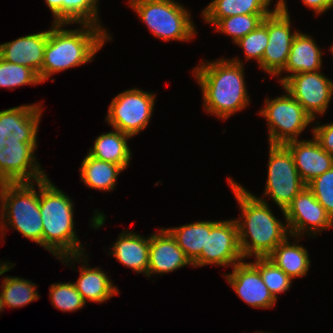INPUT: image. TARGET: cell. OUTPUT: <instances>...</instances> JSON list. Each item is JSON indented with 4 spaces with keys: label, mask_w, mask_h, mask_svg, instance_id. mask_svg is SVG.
Masks as SVG:
<instances>
[{
    "label": "cell",
    "mask_w": 333,
    "mask_h": 333,
    "mask_svg": "<svg viewBox=\"0 0 333 333\" xmlns=\"http://www.w3.org/2000/svg\"><path fill=\"white\" fill-rule=\"evenodd\" d=\"M333 219V167L306 185Z\"/></svg>",
    "instance_id": "e575fe53"
},
{
    "label": "cell",
    "mask_w": 333,
    "mask_h": 333,
    "mask_svg": "<svg viewBox=\"0 0 333 333\" xmlns=\"http://www.w3.org/2000/svg\"><path fill=\"white\" fill-rule=\"evenodd\" d=\"M191 263L201 254L206 241V221L166 228Z\"/></svg>",
    "instance_id": "83f0119b"
},
{
    "label": "cell",
    "mask_w": 333,
    "mask_h": 333,
    "mask_svg": "<svg viewBox=\"0 0 333 333\" xmlns=\"http://www.w3.org/2000/svg\"><path fill=\"white\" fill-rule=\"evenodd\" d=\"M51 24L43 65L39 71L41 83L53 74L92 62L104 43L112 41L106 28L93 24H79L74 29H65L64 26L67 28L71 24Z\"/></svg>",
    "instance_id": "3957f363"
},
{
    "label": "cell",
    "mask_w": 333,
    "mask_h": 333,
    "mask_svg": "<svg viewBox=\"0 0 333 333\" xmlns=\"http://www.w3.org/2000/svg\"><path fill=\"white\" fill-rule=\"evenodd\" d=\"M286 0H276L275 9L268 15V44L265 48L260 70L277 76L286 66L291 45L299 30L292 31Z\"/></svg>",
    "instance_id": "8fae6325"
},
{
    "label": "cell",
    "mask_w": 333,
    "mask_h": 333,
    "mask_svg": "<svg viewBox=\"0 0 333 333\" xmlns=\"http://www.w3.org/2000/svg\"><path fill=\"white\" fill-rule=\"evenodd\" d=\"M37 143L0 145V183L36 182L48 176L36 159Z\"/></svg>",
    "instance_id": "5bb4252c"
},
{
    "label": "cell",
    "mask_w": 333,
    "mask_h": 333,
    "mask_svg": "<svg viewBox=\"0 0 333 333\" xmlns=\"http://www.w3.org/2000/svg\"><path fill=\"white\" fill-rule=\"evenodd\" d=\"M36 182L4 183L5 207L1 238L7 229H14L23 237L42 246L43 225ZM10 226V227H8Z\"/></svg>",
    "instance_id": "8992f818"
},
{
    "label": "cell",
    "mask_w": 333,
    "mask_h": 333,
    "mask_svg": "<svg viewBox=\"0 0 333 333\" xmlns=\"http://www.w3.org/2000/svg\"><path fill=\"white\" fill-rule=\"evenodd\" d=\"M158 230L150 235L148 279L154 274L163 275L192 266L170 232L165 227Z\"/></svg>",
    "instance_id": "ac0fdd59"
},
{
    "label": "cell",
    "mask_w": 333,
    "mask_h": 333,
    "mask_svg": "<svg viewBox=\"0 0 333 333\" xmlns=\"http://www.w3.org/2000/svg\"><path fill=\"white\" fill-rule=\"evenodd\" d=\"M42 112L40 102L0 110V145L38 142Z\"/></svg>",
    "instance_id": "9a60e30c"
},
{
    "label": "cell",
    "mask_w": 333,
    "mask_h": 333,
    "mask_svg": "<svg viewBox=\"0 0 333 333\" xmlns=\"http://www.w3.org/2000/svg\"><path fill=\"white\" fill-rule=\"evenodd\" d=\"M291 237L292 243L287 237L267 258L294 280L307 275L311 261L307 249L298 243L303 237Z\"/></svg>",
    "instance_id": "603a6c76"
},
{
    "label": "cell",
    "mask_w": 333,
    "mask_h": 333,
    "mask_svg": "<svg viewBox=\"0 0 333 333\" xmlns=\"http://www.w3.org/2000/svg\"><path fill=\"white\" fill-rule=\"evenodd\" d=\"M302 2L317 16L333 8V0H302Z\"/></svg>",
    "instance_id": "8d00e7d4"
},
{
    "label": "cell",
    "mask_w": 333,
    "mask_h": 333,
    "mask_svg": "<svg viewBox=\"0 0 333 333\" xmlns=\"http://www.w3.org/2000/svg\"><path fill=\"white\" fill-rule=\"evenodd\" d=\"M244 66L237 56L202 60L193 68L192 75L201 88L205 112L224 121L250 104Z\"/></svg>",
    "instance_id": "6da1fadb"
},
{
    "label": "cell",
    "mask_w": 333,
    "mask_h": 333,
    "mask_svg": "<svg viewBox=\"0 0 333 333\" xmlns=\"http://www.w3.org/2000/svg\"><path fill=\"white\" fill-rule=\"evenodd\" d=\"M329 48H330V51H331V53L333 55V44Z\"/></svg>",
    "instance_id": "60d3db41"
},
{
    "label": "cell",
    "mask_w": 333,
    "mask_h": 333,
    "mask_svg": "<svg viewBox=\"0 0 333 333\" xmlns=\"http://www.w3.org/2000/svg\"><path fill=\"white\" fill-rule=\"evenodd\" d=\"M268 44V15L252 32L238 40L235 45L242 48L246 62L253 60L259 65L262 62L265 48Z\"/></svg>",
    "instance_id": "836d02e7"
},
{
    "label": "cell",
    "mask_w": 333,
    "mask_h": 333,
    "mask_svg": "<svg viewBox=\"0 0 333 333\" xmlns=\"http://www.w3.org/2000/svg\"><path fill=\"white\" fill-rule=\"evenodd\" d=\"M251 263L259 270L264 284L276 300L277 295L291 288L293 279L267 257H255Z\"/></svg>",
    "instance_id": "4dcf8cb0"
},
{
    "label": "cell",
    "mask_w": 333,
    "mask_h": 333,
    "mask_svg": "<svg viewBox=\"0 0 333 333\" xmlns=\"http://www.w3.org/2000/svg\"><path fill=\"white\" fill-rule=\"evenodd\" d=\"M320 123L318 121L311 127V134L325 151L333 155V122Z\"/></svg>",
    "instance_id": "d590c367"
},
{
    "label": "cell",
    "mask_w": 333,
    "mask_h": 333,
    "mask_svg": "<svg viewBox=\"0 0 333 333\" xmlns=\"http://www.w3.org/2000/svg\"><path fill=\"white\" fill-rule=\"evenodd\" d=\"M109 255L137 274L147 276L149 266L150 235L147 237L136 232L121 231L112 243Z\"/></svg>",
    "instance_id": "7402d4cb"
},
{
    "label": "cell",
    "mask_w": 333,
    "mask_h": 333,
    "mask_svg": "<svg viewBox=\"0 0 333 333\" xmlns=\"http://www.w3.org/2000/svg\"><path fill=\"white\" fill-rule=\"evenodd\" d=\"M268 148L267 182L263 198L254 196L264 202L267 201L265 198L270 197L285 216L284 210L306 184L298 173L291 153L284 145L269 144Z\"/></svg>",
    "instance_id": "ba28073f"
},
{
    "label": "cell",
    "mask_w": 333,
    "mask_h": 333,
    "mask_svg": "<svg viewBox=\"0 0 333 333\" xmlns=\"http://www.w3.org/2000/svg\"><path fill=\"white\" fill-rule=\"evenodd\" d=\"M98 5L99 0H62V23L93 24L104 28Z\"/></svg>",
    "instance_id": "f1b7e54d"
},
{
    "label": "cell",
    "mask_w": 333,
    "mask_h": 333,
    "mask_svg": "<svg viewBox=\"0 0 333 333\" xmlns=\"http://www.w3.org/2000/svg\"><path fill=\"white\" fill-rule=\"evenodd\" d=\"M48 39V30L21 36L0 44V57L4 60L33 69L39 77Z\"/></svg>",
    "instance_id": "ffe728a7"
},
{
    "label": "cell",
    "mask_w": 333,
    "mask_h": 333,
    "mask_svg": "<svg viewBox=\"0 0 333 333\" xmlns=\"http://www.w3.org/2000/svg\"><path fill=\"white\" fill-rule=\"evenodd\" d=\"M2 262V263H1ZM15 266V263L12 264L9 261H0V276L4 275L6 272L10 271ZM5 309L3 299L0 294V313Z\"/></svg>",
    "instance_id": "f35d334b"
},
{
    "label": "cell",
    "mask_w": 333,
    "mask_h": 333,
    "mask_svg": "<svg viewBox=\"0 0 333 333\" xmlns=\"http://www.w3.org/2000/svg\"><path fill=\"white\" fill-rule=\"evenodd\" d=\"M128 4L158 39L190 42L197 34L190 10L176 0H128Z\"/></svg>",
    "instance_id": "5b68a950"
},
{
    "label": "cell",
    "mask_w": 333,
    "mask_h": 333,
    "mask_svg": "<svg viewBox=\"0 0 333 333\" xmlns=\"http://www.w3.org/2000/svg\"><path fill=\"white\" fill-rule=\"evenodd\" d=\"M322 49L310 34L298 32L293 39L285 68L277 75L281 85L287 78L302 72H316L322 69ZM286 75L282 76V74ZM281 76V77H280Z\"/></svg>",
    "instance_id": "44dd1931"
},
{
    "label": "cell",
    "mask_w": 333,
    "mask_h": 333,
    "mask_svg": "<svg viewBox=\"0 0 333 333\" xmlns=\"http://www.w3.org/2000/svg\"><path fill=\"white\" fill-rule=\"evenodd\" d=\"M321 71L296 73L280 85L298 101L315 123L317 116L327 112L333 99V80Z\"/></svg>",
    "instance_id": "7c38bea8"
},
{
    "label": "cell",
    "mask_w": 333,
    "mask_h": 333,
    "mask_svg": "<svg viewBox=\"0 0 333 333\" xmlns=\"http://www.w3.org/2000/svg\"><path fill=\"white\" fill-rule=\"evenodd\" d=\"M2 279L0 294L5 308L6 306L11 309L22 308L40 298L38 286L32 280L15 276H6Z\"/></svg>",
    "instance_id": "4316f807"
},
{
    "label": "cell",
    "mask_w": 333,
    "mask_h": 333,
    "mask_svg": "<svg viewBox=\"0 0 333 333\" xmlns=\"http://www.w3.org/2000/svg\"><path fill=\"white\" fill-rule=\"evenodd\" d=\"M122 171L124 169L120 165L96 159L87 153L80 165V181L90 189L111 192Z\"/></svg>",
    "instance_id": "484cf974"
},
{
    "label": "cell",
    "mask_w": 333,
    "mask_h": 333,
    "mask_svg": "<svg viewBox=\"0 0 333 333\" xmlns=\"http://www.w3.org/2000/svg\"><path fill=\"white\" fill-rule=\"evenodd\" d=\"M42 218V247L57 259L85 253L75 228L73 199L57 188L51 179L37 181Z\"/></svg>",
    "instance_id": "277c9868"
},
{
    "label": "cell",
    "mask_w": 333,
    "mask_h": 333,
    "mask_svg": "<svg viewBox=\"0 0 333 333\" xmlns=\"http://www.w3.org/2000/svg\"><path fill=\"white\" fill-rule=\"evenodd\" d=\"M42 84L31 68L11 63L0 57V87L14 90L20 86Z\"/></svg>",
    "instance_id": "1f68e13d"
},
{
    "label": "cell",
    "mask_w": 333,
    "mask_h": 333,
    "mask_svg": "<svg viewBox=\"0 0 333 333\" xmlns=\"http://www.w3.org/2000/svg\"><path fill=\"white\" fill-rule=\"evenodd\" d=\"M53 16V23H62V0H44Z\"/></svg>",
    "instance_id": "74e56055"
},
{
    "label": "cell",
    "mask_w": 333,
    "mask_h": 333,
    "mask_svg": "<svg viewBox=\"0 0 333 333\" xmlns=\"http://www.w3.org/2000/svg\"><path fill=\"white\" fill-rule=\"evenodd\" d=\"M227 181L241 211V216L235 220L244 259L267 257L281 242L291 237L286 220L282 222L276 218L268 201L258 199L231 177H227Z\"/></svg>",
    "instance_id": "7a4b0ae2"
},
{
    "label": "cell",
    "mask_w": 333,
    "mask_h": 333,
    "mask_svg": "<svg viewBox=\"0 0 333 333\" xmlns=\"http://www.w3.org/2000/svg\"><path fill=\"white\" fill-rule=\"evenodd\" d=\"M4 207H5L4 183H0V230L4 219Z\"/></svg>",
    "instance_id": "ab89813d"
},
{
    "label": "cell",
    "mask_w": 333,
    "mask_h": 333,
    "mask_svg": "<svg viewBox=\"0 0 333 333\" xmlns=\"http://www.w3.org/2000/svg\"><path fill=\"white\" fill-rule=\"evenodd\" d=\"M284 146L291 153L298 173L306 185L333 167V155L325 151L314 137L289 141Z\"/></svg>",
    "instance_id": "d6986e66"
},
{
    "label": "cell",
    "mask_w": 333,
    "mask_h": 333,
    "mask_svg": "<svg viewBox=\"0 0 333 333\" xmlns=\"http://www.w3.org/2000/svg\"><path fill=\"white\" fill-rule=\"evenodd\" d=\"M257 333H269V332H262V331H261V332H257ZM270 333H273V332H270Z\"/></svg>",
    "instance_id": "b9f144b4"
},
{
    "label": "cell",
    "mask_w": 333,
    "mask_h": 333,
    "mask_svg": "<svg viewBox=\"0 0 333 333\" xmlns=\"http://www.w3.org/2000/svg\"><path fill=\"white\" fill-rule=\"evenodd\" d=\"M283 95L273 99L265 98L260 117L266 120L268 144L284 145L299 136L315 122L305 109L286 90Z\"/></svg>",
    "instance_id": "52a82bcc"
},
{
    "label": "cell",
    "mask_w": 333,
    "mask_h": 333,
    "mask_svg": "<svg viewBox=\"0 0 333 333\" xmlns=\"http://www.w3.org/2000/svg\"><path fill=\"white\" fill-rule=\"evenodd\" d=\"M272 0H213L202 10L201 17L214 25L219 19L244 14H270Z\"/></svg>",
    "instance_id": "d4e9b609"
},
{
    "label": "cell",
    "mask_w": 333,
    "mask_h": 333,
    "mask_svg": "<svg viewBox=\"0 0 333 333\" xmlns=\"http://www.w3.org/2000/svg\"><path fill=\"white\" fill-rule=\"evenodd\" d=\"M88 254L82 253L77 255H69L58 258V260L66 265H74L73 262H79L80 267L76 271H80L79 278L73 282L75 288L81 294L85 303L90 302L103 303L112 299L114 295H119V289L114 286L107 272L100 267H90L88 264ZM82 261V262H81Z\"/></svg>",
    "instance_id": "e0dca14e"
},
{
    "label": "cell",
    "mask_w": 333,
    "mask_h": 333,
    "mask_svg": "<svg viewBox=\"0 0 333 333\" xmlns=\"http://www.w3.org/2000/svg\"><path fill=\"white\" fill-rule=\"evenodd\" d=\"M290 235L315 237L333 227V219L306 186L284 210Z\"/></svg>",
    "instance_id": "4fadbf2b"
},
{
    "label": "cell",
    "mask_w": 333,
    "mask_h": 333,
    "mask_svg": "<svg viewBox=\"0 0 333 333\" xmlns=\"http://www.w3.org/2000/svg\"><path fill=\"white\" fill-rule=\"evenodd\" d=\"M49 296L52 306L62 312L82 310L86 305L73 282L53 283L49 287Z\"/></svg>",
    "instance_id": "d6a6232c"
},
{
    "label": "cell",
    "mask_w": 333,
    "mask_h": 333,
    "mask_svg": "<svg viewBox=\"0 0 333 333\" xmlns=\"http://www.w3.org/2000/svg\"><path fill=\"white\" fill-rule=\"evenodd\" d=\"M245 260L239 244L238 226L235 218L206 221V241L201 254L192 267L215 265L233 267Z\"/></svg>",
    "instance_id": "30bf717a"
},
{
    "label": "cell",
    "mask_w": 333,
    "mask_h": 333,
    "mask_svg": "<svg viewBox=\"0 0 333 333\" xmlns=\"http://www.w3.org/2000/svg\"><path fill=\"white\" fill-rule=\"evenodd\" d=\"M243 260L232 268L231 273L223 274L225 280L235 293L252 308H274L277 300L264 284L259 270L251 263Z\"/></svg>",
    "instance_id": "2e32d148"
},
{
    "label": "cell",
    "mask_w": 333,
    "mask_h": 333,
    "mask_svg": "<svg viewBox=\"0 0 333 333\" xmlns=\"http://www.w3.org/2000/svg\"><path fill=\"white\" fill-rule=\"evenodd\" d=\"M269 14H244L219 19L215 31L230 36L233 44L255 30Z\"/></svg>",
    "instance_id": "f546056e"
},
{
    "label": "cell",
    "mask_w": 333,
    "mask_h": 333,
    "mask_svg": "<svg viewBox=\"0 0 333 333\" xmlns=\"http://www.w3.org/2000/svg\"><path fill=\"white\" fill-rule=\"evenodd\" d=\"M155 99L156 94L152 92L139 88L126 89L112 99L105 121L133 138L150 123Z\"/></svg>",
    "instance_id": "9c48e42d"
},
{
    "label": "cell",
    "mask_w": 333,
    "mask_h": 333,
    "mask_svg": "<svg viewBox=\"0 0 333 333\" xmlns=\"http://www.w3.org/2000/svg\"><path fill=\"white\" fill-rule=\"evenodd\" d=\"M113 131L102 133L96 137L88 154L96 159L120 165L124 170L131 161V149L128 144L130 137L112 128Z\"/></svg>",
    "instance_id": "cb8c5ba5"
}]
</instances>
